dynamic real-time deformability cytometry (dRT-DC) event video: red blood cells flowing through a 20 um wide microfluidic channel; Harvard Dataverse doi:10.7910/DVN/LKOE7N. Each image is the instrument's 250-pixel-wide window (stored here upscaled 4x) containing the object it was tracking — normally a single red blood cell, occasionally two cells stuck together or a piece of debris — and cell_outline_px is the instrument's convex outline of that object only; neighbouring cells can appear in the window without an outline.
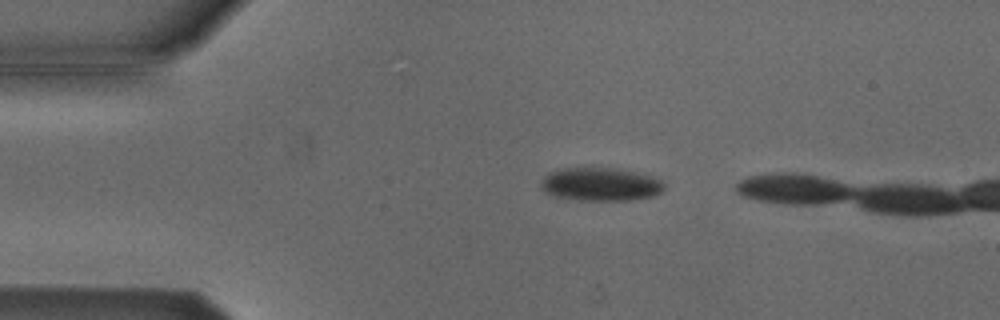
{"species": "Egyptian fruit bat (a non-hibernating species)", "species_latin": "Rousettus aegyptiacus", "temperature_condition": "cold", "stored_images_in_passage": 3, "camera_frame_rate_fps": 3000, "um_per_image_px": 0.085, "animal": {"sex": "male"}, "frame": {"image": 1, "passage_image": 1, "time_ms": 0.0, "image_size_px": [1000, 320], "cell_outline_px": [[664, 188], [660, 192], [652, 196], [628, 200], [580, 200], [556, 196], [544, 192], [540, 188], [540, 180], [548, 172], [560, 168], [616, 168], [648, 176], [660, 180], [664, 184]], "centroid_in_image_um": [50.96, 15.66], "position_along_channel_um": 34.0, "area_um2": 23.7}}